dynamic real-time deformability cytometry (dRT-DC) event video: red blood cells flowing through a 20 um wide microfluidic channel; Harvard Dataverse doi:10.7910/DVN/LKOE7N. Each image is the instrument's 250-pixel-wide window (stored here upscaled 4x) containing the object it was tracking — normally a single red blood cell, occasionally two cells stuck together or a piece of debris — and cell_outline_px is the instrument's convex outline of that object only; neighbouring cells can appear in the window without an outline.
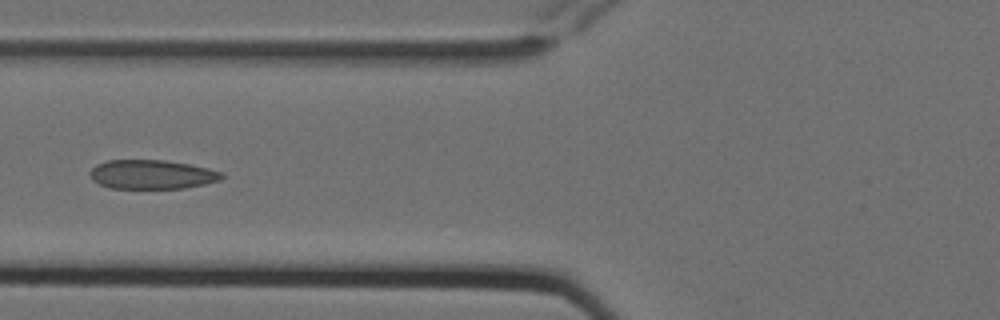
{"species": "Egyptian fruit bat (a non-hibernating species)", "species_latin": "Rousettus aegyptiacus", "temperature_condition": "cold", "stored_images_in_passage": 9, "camera_frame_rate_fps": 3000, "um_per_image_px": 0.085, "animal": {"sex": "female"}, "frame": {"image": 1, "passage_image": 6, "time_ms": 1.667, "image_size_px": [1000, 320], "cell_outline_px": [[224, 176], [220, 180], [204, 184], [184, 188], [108, 188], [92, 180], [88, 172], [96, 164], [104, 160], [164, 160], [192, 164], [224, 172]], "centroid_in_image_um": [12.9, 14.82], "position_along_channel_um": 112.9, "area_um2": 22.6}}
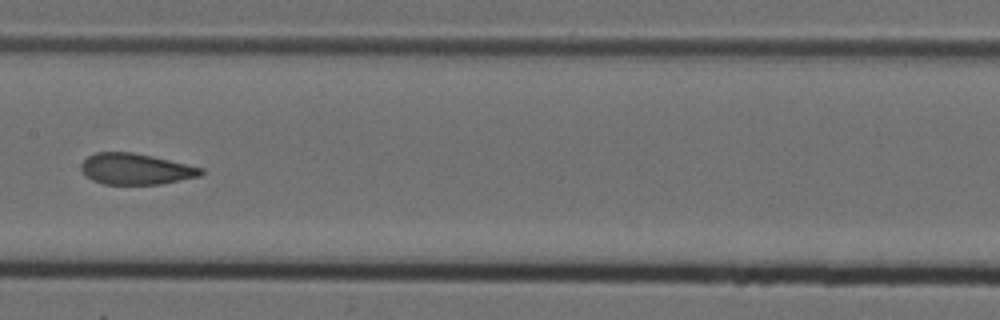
{"frame": {"image": 2, "passage_image": 8, "time_ms": 2.333, "image_size_px": [1000, 320], "cell_outline_px": [[204, 172], [200, 176], [160, 184], [104, 184], [92, 180], [80, 168], [80, 164], [88, 156], [96, 152], [132, 152], [152, 156], [204, 168]], "centroid_in_image_um": [11.54, 14.36], "position_along_channel_um": 195.9, "area_um2": 21.56}}
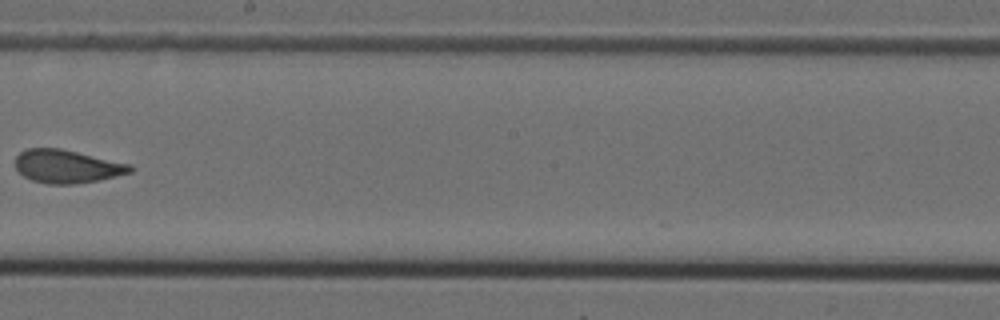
{"frame": {"image": 3, "passage_image": 9, "time_ms": 2.667, "image_size_px": [1000, 320], "cell_outline_px": [[132, 172], [116, 176], [76, 184], [48, 184], [32, 180], [24, 176], [16, 168], [16, 156], [20, 152], [28, 148], [60, 148], [132, 164]], "centroid_in_image_um": [5.69, 14.14], "position_along_channel_um": 242.5, "area_um2": 22.14}}